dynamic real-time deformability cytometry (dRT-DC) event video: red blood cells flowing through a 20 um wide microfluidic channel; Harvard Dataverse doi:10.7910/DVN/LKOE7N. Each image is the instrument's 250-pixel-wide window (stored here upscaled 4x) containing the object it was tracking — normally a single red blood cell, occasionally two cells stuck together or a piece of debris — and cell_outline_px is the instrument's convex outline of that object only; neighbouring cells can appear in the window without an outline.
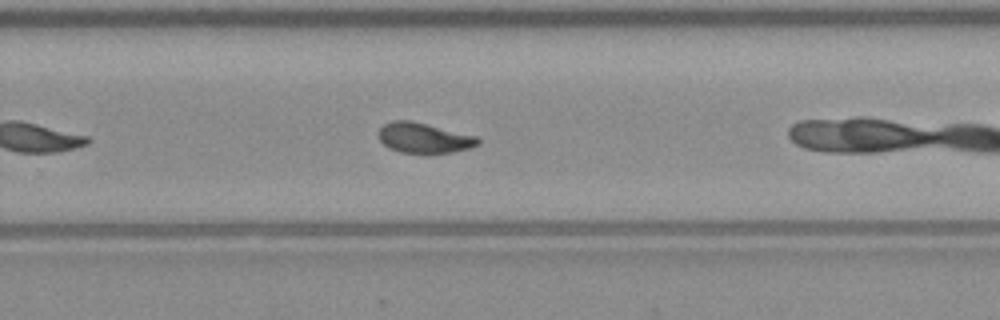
{"species": "common noctule bat (a hibernating species)", "species_latin": "Nyctalus noctula", "temperature_condition": "warm", "stored_images_in_passage": 26, "camera_frame_rate_fps": 3000, "um_per_image_px": 0.085, "animal": {"sex": "male", "body_mass_g": 23.1, "forearm_length_mm": 52.7}, "frame": {"image": 1, "passage_image": 19, "time_ms": 6.0, "image_size_px": [1000, 320], "cell_outline_px": [[480, 144], [468, 148], [452, 152], [400, 152], [388, 148], [380, 140], [380, 128], [384, 124], [392, 120], [408, 120], [476, 136], [480, 140]], "centroid_in_image_um": [36.02, 11.72], "position_along_channel_um": 293.8, "area_um2": 16.99}}